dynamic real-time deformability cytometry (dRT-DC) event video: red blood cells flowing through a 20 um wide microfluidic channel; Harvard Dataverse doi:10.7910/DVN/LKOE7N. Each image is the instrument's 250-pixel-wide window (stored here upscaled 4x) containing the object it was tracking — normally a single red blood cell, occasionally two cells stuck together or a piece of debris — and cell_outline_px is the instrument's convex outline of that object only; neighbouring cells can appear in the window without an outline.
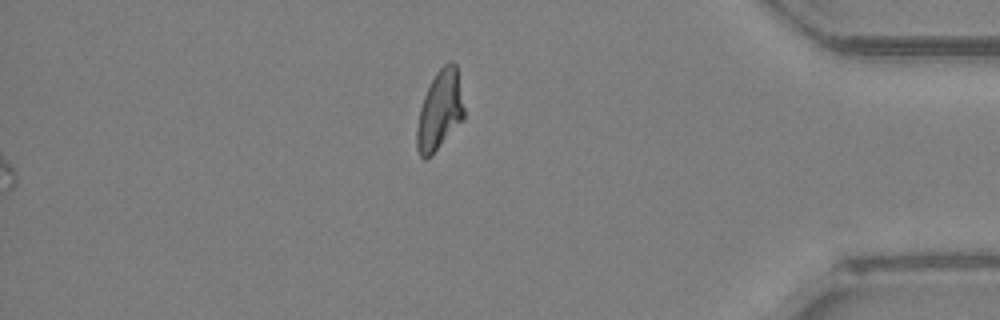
{"species": "Egyptian fruit bat (a non-hibernating species)", "species_latin": "Rousettus aegyptiacus", "temperature_condition": "room temperature", "stored_images_in_passage": 38, "segment_of_instrument_passage": [2, 2], "camera_frame_rate_fps": 3000, "um_per_image_px": 0.085, "animal": {"sex": "female"}, "frame": {"image": 1, "passage_image": 38, "time_ms": 12.333, "image_size_px": [1000, 320], "cell_outline_px": [[464, 120], [424, 160], [420, 156], [416, 148], [416, 128], [420, 108], [424, 96], [436, 72], [444, 64], [452, 60], [456, 64], [464, 108]], "centroid_in_image_um": [37.37, 9.36], "position_along_channel_um": 397.8, "area_um2": 21.5}}